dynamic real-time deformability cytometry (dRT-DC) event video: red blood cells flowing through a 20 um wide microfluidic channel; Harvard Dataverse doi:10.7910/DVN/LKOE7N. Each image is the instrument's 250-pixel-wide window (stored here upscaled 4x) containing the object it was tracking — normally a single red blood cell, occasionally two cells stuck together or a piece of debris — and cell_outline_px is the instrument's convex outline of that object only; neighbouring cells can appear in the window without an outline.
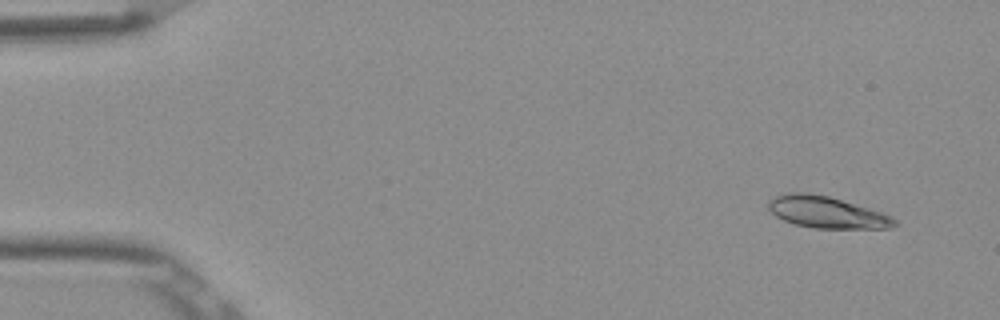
{"species": "Egyptian fruit bat (a non-hibernating species)", "species_latin": "Rousettus aegyptiacus", "temperature_condition": "room temperature", "stored_images_in_passage": 7, "camera_frame_rate_fps": 3000, "um_per_image_px": 0.085, "frame": {"image": 1, "passage_image": 1, "time_ms": 0.0, "image_size_px": [1000, 320], "cell_outline_px": [[900, 224], [888, 228], [812, 228], [796, 224], [784, 220], [776, 216], [768, 208], [768, 200], [784, 192], [808, 192], [828, 196], [868, 208], [892, 216]], "centroid_in_image_um": [70.25, 18.03], "position_along_channel_um": 14.7, "area_um2": 23.18}}
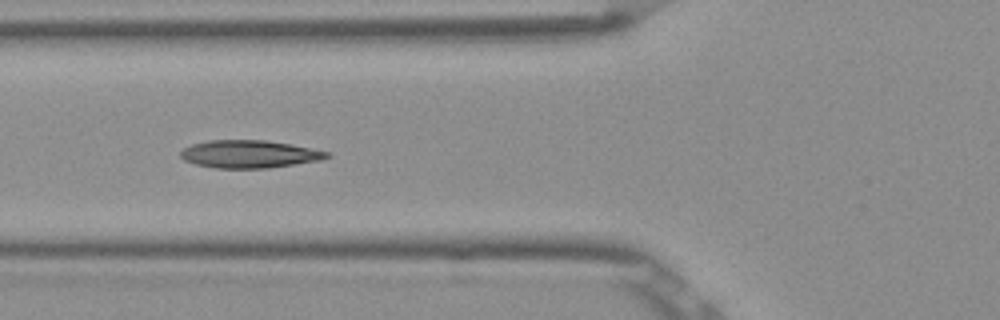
{"frame": {"image": 2, "passage_image": 5, "time_ms": 1.333, "image_size_px": [1000, 320], "cell_outline_px": [[332, 156], [320, 160], [268, 168], [216, 168], [196, 164], [184, 160], [180, 156], [180, 152], [184, 148], [192, 144], [208, 140], [264, 140], [292, 144], [332, 152]], "centroid_in_image_um": [21.23, 13.09], "position_along_channel_um": 104.6, "area_um2": 23.7}}
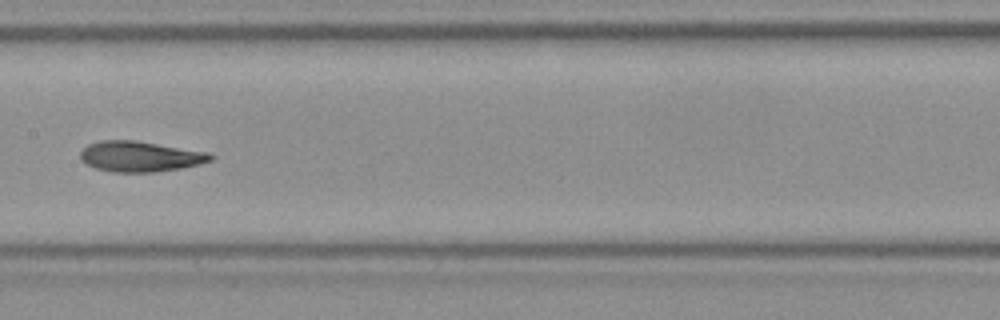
{"frame": {"image": 3, "passage_image": 7, "time_ms": 2.0, "image_size_px": [1000, 320], "cell_outline_px": [[216, 156], [212, 160], [180, 168], [156, 172], [112, 172], [96, 168], [80, 160], [80, 152], [88, 144], [100, 140], [132, 140], [208, 152]], "centroid_in_image_um": [11.88, 13.3], "position_along_channel_um": 195.5, "area_um2": 22.95}}